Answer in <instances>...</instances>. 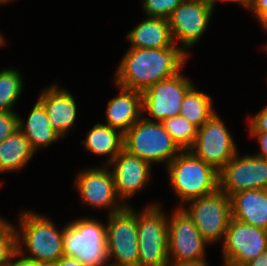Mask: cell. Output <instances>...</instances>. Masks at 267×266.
<instances>
[{"label": "cell", "mask_w": 267, "mask_h": 266, "mask_svg": "<svg viewBox=\"0 0 267 266\" xmlns=\"http://www.w3.org/2000/svg\"><path fill=\"white\" fill-rule=\"evenodd\" d=\"M189 57L176 44L169 48H128L115 69L114 84L143 93L182 72Z\"/></svg>", "instance_id": "cell-1"}, {"label": "cell", "mask_w": 267, "mask_h": 266, "mask_svg": "<svg viewBox=\"0 0 267 266\" xmlns=\"http://www.w3.org/2000/svg\"><path fill=\"white\" fill-rule=\"evenodd\" d=\"M42 214L28 208L21 210L15 225L18 255L29 261L54 266L63 255L65 225L59 229L50 217Z\"/></svg>", "instance_id": "cell-2"}, {"label": "cell", "mask_w": 267, "mask_h": 266, "mask_svg": "<svg viewBox=\"0 0 267 266\" xmlns=\"http://www.w3.org/2000/svg\"><path fill=\"white\" fill-rule=\"evenodd\" d=\"M165 170L169 185L178 197V207L190 200L211 195L219 189V172L190 150H182Z\"/></svg>", "instance_id": "cell-3"}, {"label": "cell", "mask_w": 267, "mask_h": 266, "mask_svg": "<svg viewBox=\"0 0 267 266\" xmlns=\"http://www.w3.org/2000/svg\"><path fill=\"white\" fill-rule=\"evenodd\" d=\"M63 255L75 257L86 266H110L106 223L84 216L65 224Z\"/></svg>", "instance_id": "cell-4"}, {"label": "cell", "mask_w": 267, "mask_h": 266, "mask_svg": "<svg viewBox=\"0 0 267 266\" xmlns=\"http://www.w3.org/2000/svg\"><path fill=\"white\" fill-rule=\"evenodd\" d=\"M155 201L137 210L138 266H164L168 255V214ZM165 210V211H164ZM139 211V212H138Z\"/></svg>", "instance_id": "cell-5"}, {"label": "cell", "mask_w": 267, "mask_h": 266, "mask_svg": "<svg viewBox=\"0 0 267 266\" xmlns=\"http://www.w3.org/2000/svg\"><path fill=\"white\" fill-rule=\"evenodd\" d=\"M123 148L152 166L165 164L164 169L182 151L161 122L143 117L124 134Z\"/></svg>", "instance_id": "cell-6"}, {"label": "cell", "mask_w": 267, "mask_h": 266, "mask_svg": "<svg viewBox=\"0 0 267 266\" xmlns=\"http://www.w3.org/2000/svg\"><path fill=\"white\" fill-rule=\"evenodd\" d=\"M168 215V255L174 264L209 266L206 248L210 244L202 237L192 219L181 207Z\"/></svg>", "instance_id": "cell-7"}, {"label": "cell", "mask_w": 267, "mask_h": 266, "mask_svg": "<svg viewBox=\"0 0 267 266\" xmlns=\"http://www.w3.org/2000/svg\"><path fill=\"white\" fill-rule=\"evenodd\" d=\"M106 216V243L110 266H138L136 207L128 205Z\"/></svg>", "instance_id": "cell-8"}, {"label": "cell", "mask_w": 267, "mask_h": 266, "mask_svg": "<svg viewBox=\"0 0 267 266\" xmlns=\"http://www.w3.org/2000/svg\"><path fill=\"white\" fill-rule=\"evenodd\" d=\"M181 208L211 245L223 242L232 218L230 197L219 189L208 196L186 202Z\"/></svg>", "instance_id": "cell-9"}, {"label": "cell", "mask_w": 267, "mask_h": 266, "mask_svg": "<svg viewBox=\"0 0 267 266\" xmlns=\"http://www.w3.org/2000/svg\"><path fill=\"white\" fill-rule=\"evenodd\" d=\"M189 150L218 172L238 152L232 133L217 112L198 128L195 142Z\"/></svg>", "instance_id": "cell-10"}, {"label": "cell", "mask_w": 267, "mask_h": 266, "mask_svg": "<svg viewBox=\"0 0 267 266\" xmlns=\"http://www.w3.org/2000/svg\"><path fill=\"white\" fill-rule=\"evenodd\" d=\"M75 175V186L82 205L104 209L110 215L126 205L118 197L112 172L107 165L80 169ZM108 210V211H107Z\"/></svg>", "instance_id": "cell-11"}, {"label": "cell", "mask_w": 267, "mask_h": 266, "mask_svg": "<svg viewBox=\"0 0 267 266\" xmlns=\"http://www.w3.org/2000/svg\"><path fill=\"white\" fill-rule=\"evenodd\" d=\"M193 85L194 82L182 72L152 85L142 93V117L148 121L162 122L180 115L183 97Z\"/></svg>", "instance_id": "cell-12"}, {"label": "cell", "mask_w": 267, "mask_h": 266, "mask_svg": "<svg viewBox=\"0 0 267 266\" xmlns=\"http://www.w3.org/2000/svg\"><path fill=\"white\" fill-rule=\"evenodd\" d=\"M213 11L204 0H184L169 16L174 44L180 46L188 56L191 55L190 49L199 43L209 28Z\"/></svg>", "instance_id": "cell-13"}, {"label": "cell", "mask_w": 267, "mask_h": 266, "mask_svg": "<svg viewBox=\"0 0 267 266\" xmlns=\"http://www.w3.org/2000/svg\"><path fill=\"white\" fill-rule=\"evenodd\" d=\"M221 246L223 266H244L267 251V230L231 218Z\"/></svg>", "instance_id": "cell-14"}, {"label": "cell", "mask_w": 267, "mask_h": 266, "mask_svg": "<svg viewBox=\"0 0 267 266\" xmlns=\"http://www.w3.org/2000/svg\"><path fill=\"white\" fill-rule=\"evenodd\" d=\"M237 152L219 172V190L229 197L241 191L267 189V159Z\"/></svg>", "instance_id": "cell-15"}, {"label": "cell", "mask_w": 267, "mask_h": 266, "mask_svg": "<svg viewBox=\"0 0 267 266\" xmlns=\"http://www.w3.org/2000/svg\"><path fill=\"white\" fill-rule=\"evenodd\" d=\"M113 175L118 197L126 205L131 198L145 190L152 178V165L126 151L121 152L107 165Z\"/></svg>", "instance_id": "cell-16"}, {"label": "cell", "mask_w": 267, "mask_h": 266, "mask_svg": "<svg viewBox=\"0 0 267 266\" xmlns=\"http://www.w3.org/2000/svg\"><path fill=\"white\" fill-rule=\"evenodd\" d=\"M37 100L44 106L52 128L63 139L76 124L78 109L75 97L55 82L41 89Z\"/></svg>", "instance_id": "cell-17"}, {"label": "cell", "mask_w": 267, "mask_h": 266, "mask_svg": "<svg viewBox=\"0 0 267 266\" xmlns=\"http://www.w3.org/2000/svg\"><path fill=\"white\" fill-rule=\"evenodd\" d=\"M118 87V95L106 106L105 123L125 134L142 117V93Z\"/></svg>", "instance_id": "cell-18"}, {"label": "cell", "mask_w": 267, "mask_h": 266, "mask_svg": "<svg viewBox=\"0 0 267 266\" xmlns=\"http://www.w3.org/2000/svg\"><path fill=\"white\" fill-rule=\"evenodd\" d=\"M232 218L267 230V189H251L230 196Z\"/></svg>", "instance_id": "cell-19"}, {"label": "cell", "mask_w": 267, "mask_h": 266, "mask_svg": "<svg viewBox=\"0 0 267 266\" xmlns=\"http://www.w3.org/2000/svg\"><path fill=\"white\" fill-rule=\"evenodd\" d=\"M128 48H169L174 44L168 19L145 17L126 34Z\"/></svg>", "instance_id": "cell-20"}, {"label": "cell", "mask_w": 267, "mask_h": 266, "mask_svg": "<svg viewBox=\"0 0 267 266\" xmlns=\"http://www.w3.org/2000/svg\"><path fill=\"white\" fill-rule=\"evenodd\" d=\"M33 107V108H32ZM27 119L18 115V129L30 141L35 152L48 148L62 137L52 128L44 106L37 100Z\"/></svg>", "instance_id": "cell-21"}, {"label": "cell", "mask_w": 267, "mask_h": 266, "mask_svg": "<svg viewBox=\"0 0 267 266\" xmlns=\"http://www.w3.org/2000/svg\"><path fill=\"white\" fill-rule=\"evenodd\" d=\"M123 138L124 134L119 130L98 122L89 129L81 143L87 152L107 156V161L102 163L108 165L123 149Z\"/></svg>", "instance_id": "cell-22"}, {"label": "cell", "mask_w": 267, "mask_h": 266, "mask_svg": "<svg viewBox=\"0 0 267 266\" xmlns=\"http://www.w3.org/2000/svg\"><path fill=\"white\" fill-rule=\"evenodd\" d=\"M36 152L30 141L17 129L0 143V173L18 172L25 168ZM2 182L0 181V187Z\"/></svg>", "instance_id": "cell-23"}, {"label": "cell", "mask_w": 267, "mask_h": 266, "mask_svg": "<svg viewBox=\"0 0 267 266\" xmlns=\"http://www.w3.org/2000/svg\"><path fill=\"white\" fill-rule=\"evenodd\" d=\"M212 97L193 85L184 95L180 115L200 128L215 113Z\"/></svg>", "instance_id": "cell-24"}, {"label": "cell", "mask_w": 267, "mask_h": 266, "mask_svg": "<svg viewBox=\"0 0 267 266\" xmlns=\"http://www.w3.org/2000/svg\"><path fill=\"white\" fill-rule=\"evenodd\" d=\"M22 74L17 68L6 67L0 70V111H15L13 105L18 102L24 90Z\"/></svg>", "instance_id": "cell-25"}, {"label": "cell", "mask_w": 267, "mask_h": 266, "mask_svg": "<svg viewBox=\"0 0 267 266\" xmlns=\"http://www.w3.org/2000/svg\"><path fill=\"white\" fill-rule=\"evenodd\" d=\"M161 123L181 150H189L193 146L198 128L183 116L167 118Z\"/></svg>", "instance_id": "cell-26"}, {"label": "cell", "mask_w": 267, "mask_h": 266, "mask_svg": "<svg viewBox=\"0 0 267 266\" xmlns=\"http://www.w3.org/2000/svg\"><path fill=\"white\" fill-rule=\"evenodd\" d=\"M17 254L15 224L0 216V266H9Z\"/></svg>", "instance_id": "cell-27"}, {"label": "cell", "mask_w": 267, "mask_h": 266, "mask_svg": "<svg viewBox=\"0 0 267 266\" xmlns=\"http://www.w3.org/2000/svg\"><path fill=\"white\" fill-rule=\"evenodd\" d=\"M184 0H142L143 14L146 17L168 19L171 13Z\"/></svg>", "instance_id": "cell-28"}, {"label": "cell", "mask_w": 267, "mask_h": 266, "mask_svg": "<svg viewBox=\"0 0 267 266\" xmlns=\"http://www.w3.org/2000/svg\"><path fill=\"white\" fill-rule=\"evenodd\" d=\"M18 113L0 111V143L18 129Z\"/></svg>", "instance_id": "cell-29"}, {"label": "cell", "mask_w": 267, "mask_h": 266, "mask_svg": "<svg viewBox=\"0 0 267 266\" xmlns=\"http://www.w3.org/2000/svg\"><path fill=\"white\" fill-rule=\"evenodd\" d=\"M248 132H267V104L258 113L247 117Z\"/></svg>", "instance_id": "cell-30"}, {"label": "cell", "mask_w": 267, "mask_h": 266, "mask_svg": "<svg viewBox=\"0 0 267 266\" xmlns=\"http://www.w3.org/2000/svg\"><path fill=\"white\" fill-rule=\"evenodd\" d=\"M248 135L257 141L260 149L254 155L263 159H267V132H248Z\"/></svg>", "instance_id": "cell-31"}, {"label": "cell", "mask_w": 267, "mask_h": 266, "mask_svg": "<svg viewBox=\"0 0 267 266\" xmlns=\"http://www.w3.org/2000/svg\"><path fill=\"white\" fill-rule=\"evenodd\" d=\"M267 0H249L246 11H251L256 19L264 10H266Z\"/></svg>", "instance_id": "cell-32"}, {"label": "cell", "mask_w": 267, "mask_h": 266, "mask_svg": "<svg viewBox=\"0 0 267 266\" xmlns=\"http://www.w3.org/2000/svg\"><path fill=\"white\" fill-rule=\"evenodd\" d=\"M54 266H86L75 257L62 255Z\"/></svg>", "instance_id": "cell-33"}, {"label": "cell", "mask_w": 267, "mask_h": 266, "mask_svg": "<svg viewBox=\"0 0 267 266\" xmlns=\"http://www.w3.org/2000/svg\"><path fill=\"white\" fill-rule=\"evenodd\" d=\"M207 2V4L212 7L215 10V6L217 4V2H222V3H237L239 6H241L242 8H247V5L249 3V0H204Z\"/></svg>", "instance_id": "cell-34"}, {"label": "cell", "mask_w": 267, "mask_h": 266, "mask_svg": "<svg viewBox=\"0 0 267 266\" xmlns=\"http://www.w3.org/2000/svg\"><path fill=\"white\" fill-rule=\"evenodd\" d=\"M9 266H46V265L26 260L17 254Z\"/></svg>", "instance_id": "cell-35"}, {"label": "cell", "mask_w": 267, "mask_h": 266, "mask_svg": "<svg viewBox=\"0 0 267 266\" xmlns=\"http://www.w3.org/2000/svg\"><path fill=\"white\" fill-rule=\"evenodd\" d=\"M244 266H267V251L247 262Z\"/></svg>", "instance_id": "cell-36"}, {"label": "cell", "mask_w": 267, "mask_h": 266, "mask_svg": "<svg viewBox=\"0 0 267 266\" xmlns=\"http://www.w3.org/2000/svg\"><path fill=\"white\" fill-rule=\"evenodd\" d=\"M257 22H259V27L263 28L262 30L267 33V5L266 10H264L257 18Z\"/></svg>", "instance_id": "cell-37"}, {"label": "cell", "mask_w": 267, "mask_h": 266, "mask_svg": "<svg viewBox=\"0 0 267 266\" xmlns=\"http://www.w3.org/2000/svg\"><path fill=\"white\" fill-rule=\"evenodd\" d=\"M5 43H6V38H4V34H2L0 31V47H3Z\"/></svg>", "instance_id": "cell-38"}, {"label": "cell", "mask_w": 267, "mask_h": 266, "mask_svg": "<svg viewBox=\"0 0 267 266\" xmlns=\"http://www.w3.org/2000/svg\"><path fill=\"white\" fill-rule=\"evenodd\" d=\"M164 266H193V265H182V264H174V263L168 262Z\"/></svg>", "instance_id": "cell-39"}, {"label": "cell", "mask_w": 267, "mask_h": 266, "mask_svg": "<svg viewBox=\"0 0 267 266\" xmlns=\"http://www.w3.org/2000/svg\"><path fill=\"white\" fill-rule=\"evenodd\" d=\"M14 1H17V0H0V5H3V4H8V3H11V2H14Z\"/></svg>", "instance_id": "cell-40"}, {"label": "cell", "mask_w": 267, "mask_h": 266, "mask_svg": "<svg viewBox=\"0 0 267 266\" xmlns=\"http://www.w3.org/2000/svg\"><path fill=\"white\" fill-rule=\"evenodd\" d=\"M265 52L267 53V42L265 43V45L263 46Z\"/></svg>", "instance_id": "cell-41"}]
</instances>
